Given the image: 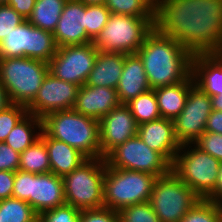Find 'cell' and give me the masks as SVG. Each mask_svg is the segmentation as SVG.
Listing matches in <instances>:
<instances>
[{
  "instance_id": "38",
  "label": "cell",
  "mask_w": 222,
  "mask_h": 222,
  "mask_svg": "<svg viewBox=\"0 0 222 222\" xmlns=\"http://www.w3.org/2000/svg\"><path fill=\"white\" fill-rule=\"evenodd\" d=\"M80 222H119L116 211L109 208L81 210Z\"/></svg>"
},
{
  "instance_id": "20",
  "label": "cell",
  "mask_w": 222,
  "mask_h": 222,
  "mask_svg": "<svg viewBox=\"0 0 222 222\" xmlns=\"http://www.w3.org/2000/svg\"><path fill=\"white\" fill-rule=\"evenodd\" d=\"M192 76L210 97L222 93V53L193 54Z\"/></svg>"
},
{
  "instance_id": "7",
  "label": "cell",
  "mask_w": 222,
  "mask_h": 222,
  "mask_svg": "<svg viewBox=\"0 0 222 222\" xmlns=\"http://www.w3.org/2000/svg\"><path fill=\"white\" fill-rule=\"evenodd\" d=\"M156 176L110 167L103 180L104 207L118 212L137 203L149 202Z\"/></svg>"
},
{
  "instance_id": "8",
  "label": "cell",
  "mask_w": 222,
  "mask_h": 222,
  "mask_svg": "<svg viewBox=\"0 0 222 222\" xmlns=\"http://www.w3.org/2000/svg\"><path fill=\"white\" fill-rule=\"evenodd\" d=\"M192 145L193 143H187L180 146L171 170L201 199H206L216 187L221 162Z\"/></svg>"
},
{
  "instance_id": "30",
  "label": "cell",
  "mask_w": 222,
  "mask_h": 222,
  "mask_svg": "<svg viewBox=\"0 0 222 222\" xmlns=\"http://www.w3.org/2000/svg\"><path fill=\"white\" fill-rule=\"evenodd\" d=\"M110 13L140 18H154L155 8L147 0H106Z\"/></svg>"
},
{
  "instance_id": "6",
  "label": "cell",
  "mask_w": 222,
  "mask_h": 222,
  "mask_svg": "<svg viewBox=\"0 0 222 222\" xmlns=\"http://www.w3.org/2000/svg\"><path fill=\"white\" fill-rule=\"evenodd\" d=\"M154 28V18L111 13L93 44L98 51L134 54Z\"/></svg>"
},
{
  "instance_id": "41",
  "label": "cell",
  "mask_w": 222,
  "mask_h": 222,
  "mask_svg": "<svg viewBox=\"0 0 222 222\" xmlns=\"http://www.w3.org/2000/svg\"><path fill=\"white\" fill-rule=\"evenodd\" d=\"M36 0H9L8 5L26 20L32 14Z\"/></svg>"
},
{
  "instance_id": "14",
  "label": "cell",
  "mask_w": 222,
  "mask_h": 222,
  "mask_svg": "<svg viewBox=\"0 0 222 222\" xmlns=\"http://www.w3.org/2000/svg\"><path fill=\"white\" fill-rule=\"evenodd\" d=\"M211 111V97L194 84L189 89L185 107L173 120L174 133L181 145L194 143L205 132Z\"/></svg>"
},
{
  "instance_id": "24",
  "label": "cell",
  "mask_w": 222,
  "mask_h": 222,
  "mask_svg": "<svg viewBox=\"0 0 222 222\" xmlns=\"http://www.w3.org/2000/svg\"><path fill=\"white\" fill-rule=\"evenodd\" d=\"M194 84L191 74L185 81L154 89L161 118L173 121L181 113Z\"/></svg>"
},
{
  "instance_id": "49",
  "label": "cell",
  "mask_w": 222,
  "mask_h": 222,
  "mask_svg": "<svg viewBox=\"0 0 222 222\" xmlns=\"http://www.w3.org/2000/svg\"><path fill=\"white\" fill-rule=\"evenodd\" d=\"M9 0H0V4H7Z\"/></svg>"
},
{
  "instance_id": "22",
  "label": "cell",
  "mask_w": 222,
  "mask_h": 222,
  "mask_svg": "<svg viewBox=\"0 0 222 222\" xmlns=\"http://www.w3.org/2000/svg\"><path fill=\"white\" fill-rule=\"evenodd\" d=\"M126 54L98 51L85 84L116 89L123 72Z\"/></svg>"
},
{
  "instance_id": "47",
  "label": "cell",
  "mask_w": 222,
  "mask_h": 222,
  "mask_svg": "<svg viewBox=\"0 0 222 222\" xmlns=\"http://www.w3.org/2000/svg\"><path fill=\"white\" fill-rule=\"evenodd\" d=\"M217 207L219 209V213H220V220L222 222V199H220L219 201L216 202Z\"/></svg>"
},
{
  "instance_id": "1",
  "label": "cell",
  "mask_w": 222,
  "mask_h": 222,
  "mask_svg": "<svg viewBox=\"0 0 222 222\" xmlns=\"http://www.w3.org/2000/svg\"><path fill=\"white\" fill-rule=\"evenodd\" d=\"M154 25L192 54L222 53V0H162Z\"/></svg>"
},
{
  "instance_id": "11",
  "label": "cell",
  "mask_w": 222,
  "mask_h": 222,
  "mask_svg": "<svg viewBox=\"0 0 222 222\" xmlns=\"http://www.w3.org/2000/svg\"><path fill=\"white\" fill-rule=\"evenodd\" d=\"M57 49L53 33L26 20L0 42V58L28 57L48 63Z\"/></svg>"
},
{
  "instance_id": "31",
  "label": "cell",
  "mask_w": 222,
  "mask_h": 222,
  "mask_svg": "<svg viewBox=\"0 0 222 222\" xmlns=\"http://www.w3.org/2000/svg\"><path fill=\"white\" fill-rule=\"evenodd\" d=\"M180 222H221L217 204L207 199H201Z\"/></svg>"
},
{
  "instance_id": "10",
  "label": "cell",
  "mask_w": 222,
  "mask_h": 222,
  "mask_svg": "<svg viewBox=\"0 0 222 222\" xmlns=\"http://www.w3.org/2000/svg\"><path fill=\"white\" fill-rule=\"evenodd\" d=\"M12 197L26 201L38 215L66 204L62 177L52 172L33 174L17 170Z\"/></svg>"
},
{
  "instance_id": "32",
  "label": "cell",
  "mask_w": 222,
  "mask_h": 222,
  "mask_svg": "<svg viewBox=\"0 0 222 222\" xmlns=\"http://www.w3.org/2000/svg\"><path fill=\"white\" fill-rule=\"evenodd\" d=\"M110 10L101 5H86V25L85 30L88 37L94 41L103 27L106 25L110 16Z\"/></svg>"
},
{
  "instance_id": "19",
  "label": "cell",
  "mask_w": 222,
  "mask_h": 222,
  "mask_svg": "<svg viewBox=\"0 0 222 222\" xmlns=\"http://www.w3.org/2000/svg\"><path fill=\"white\" fill-rule=\"evenodd\" d=\"M120 104L116 89L84 84L78 89L73 109L80 114L100 120Z\"/></svg>"
},
{
  "instance_id": "37",
  "label": "cell",
  "mask_w": 222,
  "mask_h": 222,
  "mask_svg": "<svg viewBox=\"0 0 222 222\" xmlns=\"http://www.w3.org/2000/svg\"><path fill=\"white\" fill-rule=\"evenodd\" d=\"M193 144L222 163V134L204 132Z\"/></svg>"
},
{
  "instance_id": "3",
  "label": "cell",
  "mask_w": 222,
  "mask_h": 222,
  "mask_svg": "<svg viewBox=\"0 0 222 222\" xmlns=\"http://www.w3.org/2000/svg\"><path fill=\"white\" fill-rule=\"evenodd\" d=\"M42 131L67 143L87 158H101L100 121L74 109L49 113L42 118Z\"/></svg>"
},
{
  "instance_id": "48",
  "label": "cell",
  "mask_w": 222,
  "mask_h": 222,
  "mask_svg": "<svg viewBox=\"0 0 222 222\" xmlns=\"http://www.w3.org/2000/svg\"><path fill=\"white\" fill-rule=\"evenodd\" d=\"M154 8L162 1V0H147Z\"/></svg>"
},
{
  "instance_id": "34",
  "label": "cell",
  "mask_w": 222,
  "mask_h": 222,
  "mask_svg": "<svg viewBox=\"0 0 222 222\" xmlns=\"http://www.w3.org/2000/svg\"><path fill=\"white\" fill-rule=\"evenodd\" d=\"M28 113L26 106L11 104L0 112V142H4L11 130Z\"/></svg>"
},
{
  "instance_id": "26",
  "label": "cell",
  "mask_w": 222,
  "mask_h": 222,
  "mask_svg": "<svg viewBox=\"0 0 222 222\" xmlns=\"http://www.w3.org/2000/svg\"><path fill=\"white\" fill-rule=\"evenodd\" d=\"M67 0H36L32 14L27 21L45 31L53 33L57 27Z\"/></svg>"
},
{
  "instance_id": "5",
  "label": "cell",
  "mask_w": 222,
  "mask_h": 222,
  "mask_svg": "<svg viewBox=\"0 0 222 222\" xmlns=\"http://www.w3.org/2000/svg\"><path fill=\"white\" fill-rule=\"evenodd\" d=\"M105 173V158H88L79 167L63 176L66 204L79 210L103 208Z\"/></svg>"
},
{
  "instance_id": "43",
  "label": "cell",
  "mask_w": 222,
  "mask_h": 222,
  "mask_svg": "<svg viewBox=\"0 0 222 222\" xmlns=\"http://www.w3.org/2000/svg\"><path fill=\"white\" fill-rule=\"evenodd\" d=\"M206 199L213 201L214 203L222 199V163H220L219 166L216 187Z\"/></svg>"
},
{
  "instance_id": "12",
  "label": "cell",
  "mask_w": 222,
  "mask_h": 222,
  "mask_svg": "<svg viewBox=\"0 0 222 222\" xmlns=\"http://www.w3.org/2000/svg\"><path fill=\"white\" fill-rule=\"evenodd\" d=\"M105 160L110 167L145 172L156 177L171 171V164L159 152L150 149L138 135L114 148Z\"/></svg>"
},
{
  "instance_id": "15",
  "label": "cell",
  "mask_w": 222,
  "mask_h": 222,
  "mask_svg": "<svg viewBox=\"0 0 222 222\" xmlns=\"http://www.w3.org/2000/svg\"><path fill=\"white\" fill-rule=\"evenodd\" d=\"M79 86L54 77L48 72L34 100L26 107L28 113L43 118L49 113L73 109Z\"/></svg>"
},
{
  "instance_id": "45",
  "label": "cell",
  "mask_w": 222,
  "mask_h": 222,
  "mask_svg": "<svg viewBox=\"0 0 222 222\" xmlns=\"http://www.w3.org/2000/svg\"><path fill=\"white\" fill-rule=\"evenodd\" d=\"M212 110L222 112V93L211 97Z\"/></svg>"
},
{
  "instance_id": "13",
  "label": "cell",
  "mask_w": 222,
  "mask_h": 222,
  "mask_svg": "<svg viewBox=\"0 0 222 222\" xmlns=\"http://www.w3.org/2000/svg\"><path fill=\"white\" fill-rule=\"evenodd\" d=\"M98 50L93 42L59 47L48 62L49 73L54 77L78 85H84L94 67Z\"/></svg>"
},
{
  "instance_id": "28",
  "label": "cell",
  "mask_w": 222,
  "mask_h": 222,
  "mask_svg": "<svg viewBox=\"0 0 222 222\" xmlns=\"http://www.w3.org/2000/svg\"><path fill=\"white\" fill-rule=\"evenodd\" d=\"M126 105L130 108L138 125L161 118L153 89L131 99Z\"/></svg>"
},
{
  "instance_id": "2",
  "label": "cell",
  "mask_w": 222,
  "mask_h": 222,
  "mask_svg": "<svg viewBox=\"0 0 222 222\" xmlns=\"http://www.w3.org/2000/svg\"><path fill=\"white\" fill-rule=\"evenodd\" d=\"M151 89L185 81L192 74L193 54L155 28L137 51Z\"/></svg>"
},
{
  "instance_id": "4",
  "label": "cell",
  "mask_w": 222,
  "mask_h": 222,
  "mask_svg": "<svg viewBox=\"0 0 222 222\" xmlns=\"http://www.w3.org/2000/svg\"><path fill=\"white\" fill-rule=\"evenodd\" d=\"M49 72L48 63L28 57L0 58V81L12 104L28 106Z\"/></svg>"
},
{
  "instance_id": "39",
  "label": "cell",
  "mask_w": 222,
  "mask_h": 222,
  "mask_svg": "<svg viewBox=\"0 0 222 222\" xmlns=\"http://www.w3.org/2000/svg\"><path fill=\"white\" fill-rule=\"evenodd\" d=\"M20 153L5 142H0V170L16 172L19 170Z\"/></svg>"
},
{
  "instance_id": "40",
  "label": "cell",
  "mask_w": 222,
  "mask_h": 222,
  "mask_svg": "<svg viewBox=\"0 0 222 222\" xmlns=\"http://www.w3.org/2000/svg\"><path fill=\"white\" fill-rule=\"evenodd\" d=\"M15 172L0 170V200L12 197Z\"/></svg>"
},
{
  "instance_id": "44",
  "label": "cell",
  "mask_w": 222,
  "mask_h": 222,
  "mask_svg": "<svg viewBox=\"0 0 222 222\" xmlns=\"http://www.w3.org/2000/svg\"><path fill=\"white\" fill-rule=\"evenodd\" d=\"M11 104L7 91L0 81V112L5 110Z\"/></svg>"
},
{
  "instance_id": "16",
  "label": "cell",
  "mask_w": 222,
  "mask_h": 222,
  "mask_svg": "<svg viewBox=\"0 0 222 222\" xmlns=\"http://www.w3.org/2000/svg\"><path fill=\"white\" fill-rule=\"evenodd\" d=\"M101 158L114 148L137 136L138 124L126 104H120L100 120Z\"/></svg>"
},
{
  "instance_id": "35",
  "label": "cell",
  "mask_w": 222,
  "mask_h": 222,
  "mask_svg": "<svg viewBox=\"0 0 222 222\" xmlns=\"http://www.w3.org/2000/svg\"><path fill=\"white\" fill-rule=\"evenodd\" d=\"M81 210L72 205H62L38 215V222H80Z\"/></svg>"
},
{
  "instance_id": "9",
  "label": "cell",
  "mask_w": 222,
  "mask_h": 222,
  "mask_svg": "<svg viewBox=\"0 0 222 222\" xmlns=\"http://www.w3.org/2000/svg\"><path fill=\"white\" fill-rule=\"evenodd\" d=\"M201 198L172 170L154 181L149 203L160 222H180Z\"/></svg>"
},
{
  "instance_id": "23",
  "label": "cell",
  "mask_w": 222,
  "mask_h": 222,
  "mask_svg": "<svg viewBox=\"0 0 222 222\" xmlns=\"http://www.w3.org/2000/svg\"><path fill=\"white\" fill-rule=\"evenodd\" d=\"M40 137L44 140L49 160L50 172L63 177L79 167L88 158L67 143L48 137L43 131Z\"/></svg>"
},
{
  "instance_id": "29",
  "label": "cell",
  "mask_w": 222,
  "mask_h": 222,
  "mask_svg": "<svg viewBox=\"0 0 222 222\" xmlns=\"http://www.w3.org/2000/svg\"><path fill=\"white\" fill-rule=\"evenodd\" d=\"M1 222H38V214L26 201L17 198L0 200Z\"/></svg>"
},
{
  "instance_id": "36",
  "label": "cell",
  "mask_w": 222,
  "mask_h": 222,
  "mask_svg": "<svg viewBox=\"0 0 222 222\" xmlns=\"http://www.w3.org/2000/svg\"><path fill=\"white\" fill-rule=\"evenodd\" d=\"M26 19L8 4H0V42Z\"/></svg>"
},
{
  "instance_id": "42",
  "label": "cell",
  "mask_w": 222,
  "mask_h": 222,
  "mask_svg": "<svg viewBox=\"0 0 222 222\" xmlns=\"http://www.w3.org/2000/svg\"><path fill=\"white\" fill-rule=\"evenodd\" d=\"M205 132L222 134V112L212 110L206 123Z\"/></svg>"
},
{
  "instance_id": "17",
  "label": "cell",
  "mask_w": 222,
  "mask_h": 222,
  "mask_svg": "<svg viewBox=\"0 0 222 222\" xmlns=\"http://www.w3.org/2000/svg\"><path fill=\"white\" fill-rule=\"evenodd\" d=\"M85 25L86 5L80 1L67 0L53 32L58 48L93 42L86 33Z\"/></svg>"
},
{
  "instance_id": "25",
  "label": "cell",
  "mask_w": 222,
  "mask_h": 222,
  "mask_svg": "<svg viewBox=\"0 0 222 222\" xmlns=\"http://www.w3.org/2000/svg\"><path fill=\"white\" fill-rule=\"evenodd\" d=\"M37 129L39 132H37ZM41 132L42 119L27 113L11 130L4 142L21 154L40 138Z\"/></svg>"
},
{
  "instance_id": "18",
  "label": "cell",
  "mask_w": 222,
  "mask_h": 222,
  "mask_svg": "<svg viewBox=\"0 0 222 222\" xmlns=\"http://www.w3.org/2000/svg\"><path fill=\"white\" fill-rule=\"evenodd\" d=\"M137 135L150 148L159 152L171 165L181 144L174 133V122L165 118L139 124Z\"/></svg>"
},
{
  "instance_id": "33",
  "label": "cell",
  "mask_w": 222,
  "mask_h": 222,
  "mask_svg": "<svg viewBox=\"0 0 222 222\" xmlns=\"http://www.w3.org/2000/svg\"><path fill=\"white\" fill-rule=\"evenodd\" d=\"M117 213L119 222H160L149 202L127 206Z\"/></svg>"
},
{
  "instance_id": "21",
  "label": "cell",
  "mask_w": 222,
  "mask_h": 222,
  "mask_svg": "<svg viewBox=\"0 0 222 222\" xmlns=\"http://www.w3.org/2000/svg\"><path fill=\"white\" fill-rule=\"evenodd\" d=\"M150 89L143 62L138 54H126L123 72L116 88L120 103L126 104Z\"/></svg>"
},
{
  "instance_id": "27",
  "label": "cell",
  "mask_w": 222,
  "mask_h": 222,
  "mask_svg": "<svg viewBox=\"0 0 222 222\" xmlns=\"http://www.w3.org/2000/svg\"><path fill=\"white\" fill-rule=\"evenodd\" d=\"M19 170L33 174L50 172L47 147L41 137L20 154Z\"/></svg>"
},
{
  "instance_id": "46",
  "label": "cell",
  "mask_w": 222,
  "mask_h": 222,
  "mask_svg": "<svg viewBox=\"0 0 222 222\" xmlns=\"http://www.w3.org/2000/svg\"><path fill=\"white\" fill-rule=\"evenodd\" d=\"M80 1L85 5H101L105 4L106 0H76Z\"/></svg>"
}]
</instances>
